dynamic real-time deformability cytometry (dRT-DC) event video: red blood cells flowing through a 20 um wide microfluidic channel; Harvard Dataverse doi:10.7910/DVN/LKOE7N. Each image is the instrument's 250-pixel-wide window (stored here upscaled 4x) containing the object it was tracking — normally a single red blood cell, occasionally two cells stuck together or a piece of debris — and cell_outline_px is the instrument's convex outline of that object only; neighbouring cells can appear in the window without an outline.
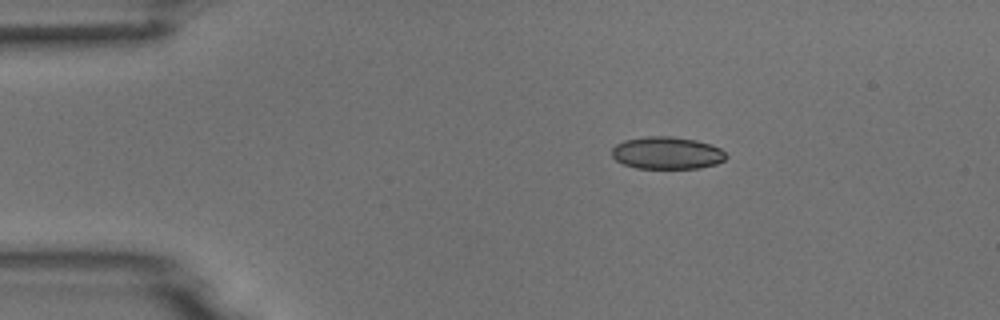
{"species": "common noctule bat (a hibernating species)", "species_latin": "Nyctalus noctula", "temperature_condition": "room temperature", "stored_images_in_passage": 4, "camera_frame_rate_fps": 3000, "um_per_image_px": 0.085, "animal": {"sex": "male", "body_mass_g": 18.8}, "frame": {"image": 1, "passage_image": 2, "time_ms": 2.0, "image_size_px": [1000, 320], "cell_outline_px": [[728, 156], [724, 160], [716, 164], [700, 168], [636, 168], [624, 164], [616, 160], [612, 156], [612, 148], [616, 144], [624, 140], [648, 136], [672, 136], [696, 140], [712, 144], [720, 148]], "centroid_in_image_um": [56.7, 13.0], "position_along_channel_um": 28.3, "area_um2": 21.62}}